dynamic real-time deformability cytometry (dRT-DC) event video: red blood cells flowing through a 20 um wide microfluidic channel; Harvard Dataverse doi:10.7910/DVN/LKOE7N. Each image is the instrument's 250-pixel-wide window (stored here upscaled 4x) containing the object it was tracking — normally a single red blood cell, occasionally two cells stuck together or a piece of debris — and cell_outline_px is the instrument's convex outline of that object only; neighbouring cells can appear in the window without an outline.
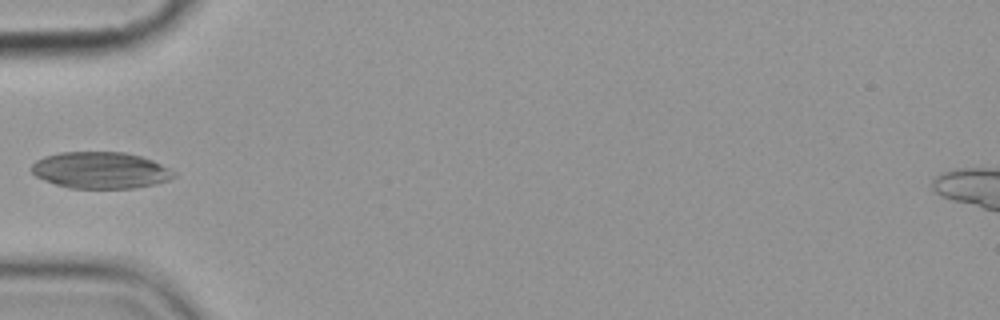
{"species": "common noctule bat (a hibernating species)", "species_latin": "Nyctalus noctula", "temperature_condition": "cold", "stored_images_in_passage": 3, "camera_frame_rate_fps": 3000, "um_per_image_px": 0.085, "animal": {"sex": "female", "body_mass_g": 19.9}, "frame": {"image": 1, "passage_image": 2, "time_ms": 1.333, "image_size_px": [1000, 320], "cell_outline_px": [[176, 176], [168, 180], [136, 188], [68, 188], [44, 180], [36, 176], [32, 172], [32, 164], [36, 160], [44, 156], [60, 152], [124, 152], [140, 156], [152, 160], [176, 172]], "centroid_in_image_um": [8.53, 14.47], "position_along_channel_um": 76.5, "area_um2": 30.23}}
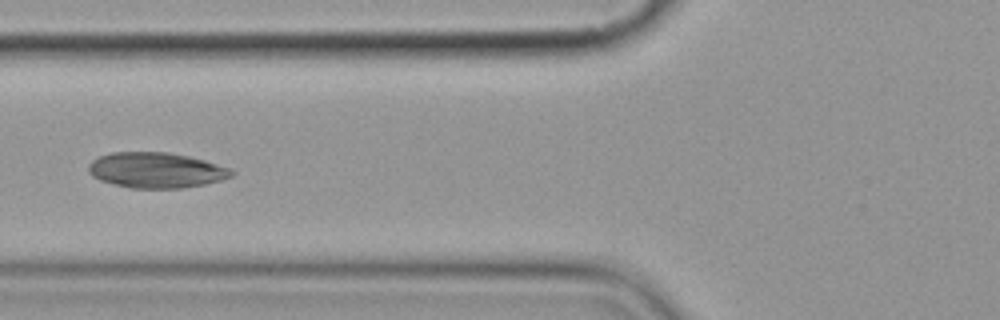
{"frame": {"image": 2, "passage_image": 3, "time_ms": 2.333, "image_size_px": [1000, 320], "cell_outline_px": [[236, 172], [232, 176], [220, 180], [204, 184], [180, 188], [132, 188], [100, 180], [92, 176], [88, 172], [88, 164], [92, 160], [100, 156], [112, 152], [168, 152], [188, 156], [204, 160], [228, 168]], "centroid_in_image_um": [13.25, 14.46], "position_along_channel_um": 112.6, "area_um2": 29.36}}